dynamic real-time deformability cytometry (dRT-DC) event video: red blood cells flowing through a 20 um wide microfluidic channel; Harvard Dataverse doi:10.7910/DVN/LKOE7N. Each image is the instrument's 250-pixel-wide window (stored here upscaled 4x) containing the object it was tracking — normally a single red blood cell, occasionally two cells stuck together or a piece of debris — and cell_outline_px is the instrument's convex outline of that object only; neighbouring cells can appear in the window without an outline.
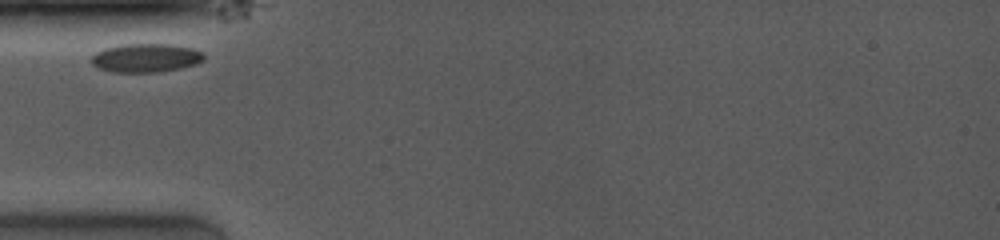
{"species": "common noctule bat (a hibernating species)", "species_latin": "Nyctalus noctula", "temperature_condition": "room temperature", "stored_images_in_passage": 3, "camera_frame_rate_fps": 4000, "um_per_image_px": 0.085, "animal": {"sex": "female", "body_mass_g": 19.0, "forearm_length_mm": 53.3}, "frame": {"image": 1, "passage_image": 1, "time_ms": 0.0, "image_size_px": [1000, 240], "cell_outline_px": [[204, 60], [196, 64], [180, 68], [160, 72], [112, 72], [100, 68], [92, 64], [88, 60], [96, 52], [104, 48], [120, 44], [176, 44], [192, 48], [200, 52], [204, 56]], "centroid_in_image_um": [12.37, 4.91], "position_along_channel_um": 72.6, "area_um2": 18.96}}